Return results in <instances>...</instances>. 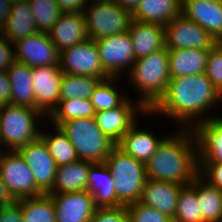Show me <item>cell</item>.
Here are the masks:
<instances>
[{
    "label": "cell",
    "instance_id": "6da1fadb",
    "mask_svg": "<svg viewBox=\"0 0 222 222\" xmlns=\"http://www.w3.org/2000/svg\"><path fill=\"white\" fill-rule=\"evenodd\" d=\"M184 129L166 136L155 154L145 163L147 179L185 186L199 175L197 138L193 129L190 132Z\"/></svg>",
    "mask_w": 222,
    "mask_h": 222
},
{
    "label": "cell",
    "instance_id": "7a4b0ae2",
    "mask_svg": "<svg viewBox=\"0 0 222 222\" xmlns=\"http://www.w3.org/2000/svg\"><path fill=\"white\" fill-rule=\"evenodd\" d=\"M222 95L204 73L171 78L165 94L149 110L166 114L179 122L191 121L211 108Z\"/></svg>",
    "mask_w": 222,
    "mask_h": 222
},
{
    "label": "cell",
    "instance_id": "3957f363",
    "mask_svg": "<svg viewBox=\"0 0 222 222\" xmlns=\"http://www.w3.org/2000/svg\"><path fill=\"white\" fill-rule=\"evenodd\" d=\"M130 71L134 87L142 93L140 103L150 110L165 94L171 79L167 48L135 60Z\"/></svg>",
    "mask_w": 222,
    "mask_h": 222
},
{
    "label": "cell",
    "instance_id": "277c9868",
    "mask_svg": "<svg viewBox=\"0 0 222 222\" xmlns=\"http://www.w3.org/2000/svg\"><path fill=\"white\" fill-rule=\"evenodd\" d=\"M114 178L117 207L140 201L147 180L145 164L115 146L105 160Z\"/></svg>",
    "mask_w": 222,
    "mask_h": 222
},
{
    "label": "cell",
    "instance_id": "5b68a950",
    "mask_svg": "<svg viewBox=\"0 0 222 222\" xmlns=\"http://www.w3.org/2000/svg\"><path fill=\"white\" fill-rule=\"evenodd\" d=\"M73 145L79 160L105 162L116 144L98 128L94 117L65 121L58 126Z\"/></svg>",
    "mask_w": 222,
    "mask_h": 222
},
{
    "label": "cell",
    "instance_id": "8992f818",
    "mask_svg": "<svg viewBox=\"0 0 222 222\" xmlns=\"http://www.w3.org/2000/svg\"><path fill=\"white\" fill-rule=\"evenodd\" d=\"M41 114L44 115L41 111L27 106H0V144L8 146L11 151H17L39 138L41 131L35 127L34 120Z\"/></svg>",
    "mask_w": 222,
    "mask_h": 222
},
{
    "label": "cell",
    "instance_id": "52a82bcc",
    "mask_svg": "<svg viewBox=\"0 0 222 222\" xmlns=\"http://www.w3.org/2000/svg\"><path fill=\"white\" fill-rule=\"evenodd\" d=\"M86 30L91 40L128 32L133 14L117 2L95 1L84 10Z\"/></svg>",
    "mask_w": 222,
    "mask_h": 222
},
{
    "label": "cell",
    "instance_id": "ba28073f",
    "mask_svg": "<svg viewBox=\"0 0 222 222\" xmlns=\"http://www.w3.org/2000/svg\"><path fill=\"white\" fill-rule=\"evenodd\" d=\"M59 66L63 73L109 79L104 71L95 40L90 38L82 43L64 49L59 55Z\"/></svg>",
    "mask_w": 222,
    "mask_h": 222
},
{
    "label": "cell",
    "instance_id": "9c48e42d",
    "mask_svg": "<svg viewBox=\"0 0 222 222\" xmlns=\"http://www.w3.org/2000/svg\"><path fill=\"white\" fill-rule=\"evenodd\" d=\"M0 176L16 200L43 194L28 165L17 151H1Z\"/></svg>",
    "mask_w": 222,
    "mask_h": 222
},
{
    "label": "cell",
    "instance_id": "30bf717a",
    "mask_svg": "<svg viewBox=\"0 0 222 222\" xmlns=\"http://www.w3.org/2000/svg\"><path fill=\"white\" fill-rule=\"evenodd\" d=\"M213 37L182 13L165 25V47L172 49H210Z\"/></svg>",
    "mask_w": 222,
    "mask_h": 222
},
{
    "label": "cell",
    "instance_id": "8fae6325",
    "mask_svg": "<svg viewBox=\"0 0 222 222\" xmlns=\"http://www.w3.org/2000/svg\"><path fill=\"white\" fill-rule=\"evenodd\" d=\"M17 152L31 170L38 189L49 194L55 184L58 165L41 137L19 148Z\"/></svg>",
    "mask_w": 222,
    "mask_h": 222
},
{
    "label": "cell",
    "instance_id": "7c38bea8",
    "mask_svg": "<svg viewBox=\"0 0 222 222\" xmlns=\"http://www.w3.org/2000/svg\"><path fill=\"white\" fill-rule=\"evenodd\" d=\"M95 42L102 67L110 77H118L120 70L134 64V46L129 32L102 37Z\"/></svg>",
    "mask_w": 222,
    "mask_h": 222
},
{
    "label": "cell",
    "instance_id": "4fadbf2b",
    "mask_svg": "<svg viewBox=\"0 0 222 222\" xmlns=\"http://www.w3.org/2000/svg\"><path fill=\"white\" fill-rule=\"evenodd\" d=\"M16 61L30 67L59 65L60 52L51 41L48 33L37 32L23 37L15 43Z\"/></svg>",
    "mask_w": 222,
    "mask_h": 222
},
{
    "label": "cell",
    "instance_id": "5bb4252c",
    "mask_svg": "<svg viewBox=\"0 0 222 222\" xmlns=\"http://www.w3.org/2000/svg\"><path fill=\"white\" fill-rule=\"evenodd\" d=\"M63 72L59 65L32 68L33 91L36 110L50 115L60 100L61 79ZM45 112H49L45 114Z\"/></svg>",
    "mask_w": 222,
    "mask_h": 222
},
{
    "label": "cell",
    "instance_id": "9a60e30c",
    "mask_svg": "<svg viewBox=\"0 0 222 222\" xmlns=\"http://www.w3.org/2000/svg\"><path fill=\"white\" fill-rule=\"evenodd\" d=\"M138 110L151 114L140 102L135 106L129 99H126L120 106L114 109L96 112L94 118L103 134L117 144L135 124V113L137 114Z\"/></svg>",
    "mask_w": 222,
    "mask_h": 222
},
{
    "label": "cell",
    "instance_id": "2e32d148",
    "mask_svg": "<svg viewBox=\"0 0 222 222\" xmlns=\"http://www.w3.org/2000/svg\"><path fill=\"white\" fill-rule=\"evenodd\" d=\"M50 195L56 222H90L97 209L93 196L87 190Z\"/></svg>",
    "mask_w": 222,
    "mask_h": 222
},
{
    "label": "cell",
    "instance_id": "e0dca14e",
    "mask_svg": "<svg viewBox=\"0 0 222 222\" xmlns=\"http://www.w3.org/2000/svg\"><path fill=\"white\" fill-rule=\"evenodd\" d=\"M181 13L222 42V0H182Z\"/></svg>",
    "mask_w": 222,
    "mask_h": 222
},
{
    "label": "cell",
    "instance_id": "ac0fdd59",
    "mask_svg": "<svg viewBox=\"0 0 222 222\" xmlns=\"http://www.w3.org/2000/svg\"><path fill=\"white\" fill-rule=\"evenodd\" d=\"M204 118L193 126L198 143L199 163H222V118Z\"/></svg>",
    "mask_w": 222,
    "mask_h": 222
},
{
    "label": "cell",
    "instance_id": "d6986e66",
    "mask_svg": "<svg viewBox=\"0 0 222 222\" xmlns=\"http://www.w3.org/2000/svg\"><path fill=\"white\" fill-rule=\"evenodd\" d=\"M183 186L173 182L147 179L139 202L156 209L173 220Z\"/></svg>",
    "mask_w": 222,
    "mask_h": 222
},
{
    "label": "cell",
    "instance_id": "ffe728a7",
    "mask_svg": "<svg viewBox=\"0 0 222 222\" xmlns=\"http://www.w3.org/2000/svg\"><path fill=\"white\" fill-rule=\"evenodd\" d=\"M48 34L59 52L89 39L84 12H63Z\"/></svg>",
    "mask_w": 222,
    "mask_h": 222
},
{
    "label": "cell",
    "instance_id": "44dd1931",
    "mask_svg": "<svg viewBox=\"0 0 222 222\" xmlns=\"http://www.w3.org/2000/svg\"><path fill=\"white\" fill-rule=\"evenodd\" d=\"M87 191L93 196L97 208L117 207L114 178L105 162H90Z\"/></svg>",
    "mask_w": 222,
    "mask_h": 222
},
{
    "label": "cell",
    "instance_id": "7402d4cb",
    "mask_svg": "<svg viewBox=\"0 0 222 222\" xmlns=\"http://www.w3.org/2000/svg\"><path fill=\"white\" fill-rule=\"evenodd\" d=\"M135 60L165 47V26L132 20L128 30Z\"/></svg>",
    "mask_w": 222,
    "mask_h": 222
},
{
    "label": "cell",
    "instance_id": "603a6c76",
    "mask_svg": "<svg viewBox=\"0 0 222 222\" xmlns=\"http://www.w3.org/2000/svg\"><path fill=\"white\" fill-rule=\"evenodd\" d=\"M210 49L168 50L170 77H183L204 73Z\"/></svg>",
    "mask_w": 222,
    "mask_h": 222
},
{
    "label": "cell",
    "instance_id": "cb8c5ba5",
    "mask_svg": "<svg viewBox=\"0 0 222 222\" xmlns=\"http://www.w3.org/2000/svg\"><path fill=\"white\" fill-rule=\"evenodd\" d=\"M136 128L135 123L116 146L124 153L145 164L155 154L166 137L158 139L149 131H142Z\"/></svg>",
    "mask_w": 222,
    "mask_h": 222
},
{
    "label": "cell",
    "instance_id": "d4e9b609",
    "mask_svg": "<svg viewBox=\"0 0 222 222\" xmlns=\"http://www.w3.org/2000/svg\"><path fill=\"white\" fill-rule=\"evenodd\" d=\"M182 0H141L133 19L143 23L165 26L181 14Z\"/></svg>",
    "mask_w": 222,
    "mask_h": 222
},
{
    "label": "cell",
    "instance_id": "484cf974",
    "mask_svg": "<svg viewBox=\"0 0 222 222\" xmlns=\"http://www.w3.org/2000/svg\"><path fill=\"white\" fill-rule=\"evenodd\" d=\"M7 75L11 84V104L36 109L32 67L16 61L7 70Z\"/></svg>",
    "mask_w": 222,
    "mask_h": 222
},
{
    "label": "cell",
    "instance_id": "4316f807",
    "mask_svg": "<svg viewBox=\"0 0 222 222\" xmlns=\"http://www.w3.org/2000/svg\"><path fill=\"white\" fill-rule=\"evenodd\" d=\"M37 32V26L29 2L24 1L11 5L7 22L1 29L4 37L11 43H15L19 39Z\"/></svg>",
    "mask_w": 222,
    "mask_h": 222
},
{
    "label": "cell",
    "instance_id": "83f0119b",
    "mask_svg": "<svg viewBox=\"0 0 222 222\" xmlns=\"http://www.w3.org/2000/svg\"><path fill=\"white\" fill-rule=\"evenodd\" d=\"M89 169L90 162L85 160L58 166L55 184L49 194L87 190Z\"/></svg>",
    "mask_w": 222,
    "mask_h": 222
},
{
    "label": "cell",
    "instance_id": "f1b7e54d",
    "mask_svg": "<svg viewBox=\"0 0 222 222\" xmlns=\"http://www.w3.org/2000/svg\"><path fill=\"white\" fill-rule=\"evenodd\" d=\"M202 178L201 174L196 177V196L203 222H222V191Z\"/></svg>",
    "mask_w": 222,
    "mask_h": 222
},
{
    "label": "cell",
    "instance_id": "f546056e",
    "mask_svg": "<svg viewBox=\"0 0 222 222\" xmlns=\"http://www.w3.org/2000/svg\"><path fill=\"white\" fill-rule=\"evenodd\" d=\"M23 222H56L55 208L50 194L21 199Z\"/></svg>",
    "mask_w": 222,
    "mask_h": 222
},
{
    "label": "cell",
    "instance_id": "4dcf8cb0",
    "mask_svg": "<svg viewBox=\"0 0 222 222\" xmlns=\"http://www.w3.org/2000/svg\"><path fill=\"white\" fill-rule=\"evenodd\" d=\"M101 78L63 73L60 100L90 99Z\"/></svg>",
    "mask_w": 222,
    "mask_h": 222
},
{
    "label": "cell",
    "instance_id": "1f68e13d",
    "mask_svg": "<svg viewBox=\"0 0 222 222\" xmlns=\"http://www.w3.org/2000/svg\"><path fill=\"white\" fill-rule=\"evenodd\" d=\"M95 109L90 99L59 100L57 107L48 116L53 119L55 127L65 121L95 116Z\"/></svg>",
    "mask_w": 222,
    "mask_h": 222
},
{
    "label": "cell",
    "instance_id": "d6a6232c",
    "mask_svg": "<svg viewBox=\"0 0 222 222\" xmlns=\"http://www.w3.org/2000/svg\"><path fill=\"white\" fill-rule=\"evenodd\" d=\"M173 222H203L196 196V178L189 185L182 187Z\"/></svg>",
    "mask_w": 222,
    "mask_h": 222
},
{
    "label": "cell",
    "instance_id": "836d02e7",
    "mask_svg": "<svg viewBox=\"0 0 222 222\" xmlns=\"http://www.w3.org/2000/svg\"><path fill=\"white\" fill-rule=\"evenodd\" d=\"M56 134H43L40 133V137L43 139L47 148L54 158L55 163L58 166L67 165L79 160L77 153L71 144L68 137L62 132V130L56 126Z\"/></svg>",
    "mask_w": 222,
    "mask_h": 222
},
{
    "label": "cell",
    "instance_id": "e575fe53",
    "mask_svg": "<svg viewBox=\"0 0 222 222\" xmlns=\"http://www.w3.org/2000/svg\"><path fill=\"white\" fill-rule=\"evenodd\" d=\"M38 32L48 33L63 13L55 0H28Z\"/></svg>",
    "mask_w": 222,
    "mask_h": 222
},
{
    "label": "cell",
    "instance_id": "d590c367",
    "mask_svg": "<svg viewBox=\"0 0 222 222\" xmlns=\"http://www.w3.org/2000/svg\"><path fill=\"white\" fill-rule=\"evenodd\" d=\"M117 77H110L102 80L93 91L90 97L95 112L114 109L120 106L127 98L118 95V91L113 83ZM113 82V83H112Z\"/></svg>",
    "mask_w": 222,
    "mask_h": 222
},
{
    "label": "cell",
    "instance_id": "8d00e7d4",
    "mask_svg": "<svg viewBox=\"0 0 222 222\" xmlns=\"http://www.w3.org/2000/svg\"><path fill=\"white\" fill-rule=\"evenodd\" d=\"M205 74L222 95V42H217L210 48Z\"/></svg>",
    "mask_w": 222,
    "mask_h": 222
},
{
    "label": "cell",
    "instance_id": "74e56055",
    "mask_svg": "<svg viewBox=\"0 0 222 222\" xmlns=\"http://www.w3.org/2000/svg\"><path fill=\"white\" fill-rule=\"evenodd\" d=\"M130 222H173L171 218L139 201L126 206Z\"/></svg>",
    "mask_w": 222,
    "mask_h": 222
},
{
    "label": "cell",
    "instance_id": "f35d334b",
    "mask_svg": "<svg viewBox=\"0 0 222 222\" xmlns=\"http://www.w3.org/2000/svg\"><path fill=\"white\" fill-rule=\"evenodd\" d=\"M90 222H130L126 206L97 208Z\"/></svg>",
    "mask_w": 222,
    "mask_h": 222
},
{
    "label": "cell",
    "instance_id": "ab89813d",
    "mask_svg": "<svg viewBox=\"0 0 222 222\" xmlns=\"http://www.w3.org/2000/svg\"><path fill=\"white\" fill-rule=\"evenodd\" d=\"M199 171L207 175V182L222 191V163H199Z\"/></svg>",
    "mask_w": 222,
    "mask_h": 222
},
{
    "label": "cell",
    "instance_id": "60d3db41",
    "mask_svg": "<svg viewBox=\"0 0 222 222\" xmlns=\"http://www.w3.org/2000/svg\"><path fill=\"white\" fill-rule=\"evenodd\" d=\"M13 45L14 44L11 43L1 33V36H0V71H7L16 62L15 52H12V47H10Z\"/></svg>",
    "mask_w": 222,
    "mask_h": 222
},
{
    "label": "cell",
    "instance_id": "b9f144b4",
    "mask_svg": "<svg viewBox=\"0 0 222 222\" xmlns=\"http://www.w3.org/2000/svg\"><path fill=\"white\" fill-rule=\"evenodd\" d=\"M0 222H23L21 199L12 204L0 206Z\"/></svg>",
    "mask_w": 222,
    "mask_h": 222
},
{
    "label": "cell",
    "instance_id": "7bdbcfd3",
    "mask_svg": "<svg viewBox=\"0 0 222 222\" xmlns=\"http://www.w3.org/2000/svg\"><path fill=\"white\" fill-rule=\"evenodd\" d=\"M11 104V84L7 71H0V106Z\"/></svg>",
    "mask_w": 222,
    "mask_h": 222
},
{
    "label": "cell",
    "instance_id": "ee69618b",
    "mask_svg": "<svg viewBox=\"0 0 222 222\" xmlns=\"http://www.w3.org/2000/svg\"><path fill=\"white\" fill-rule=\"evenodd\" d=\"M55 1L60 7L62 12H79L85 10V6L89 0H55Z\"/></svg>",
    "mask_w": 222,
    "mask_h": 222
},
{
    "label": "cell",
    "instance_id": "f6af8a7d",
    "mask_svg": "<svg viewBox=\"0 0 222 222\" xmlns=\"http://www.w3.org/2000/svg\"><path fill=\"white\" fill-rule=\"evenodd\" d=\"M16 199L13 197L0 176V206L12 204Z\"/></svg>",
    "mask_w": 222,
    "mask_h": 222
},
{
    "label": "cell",
    "instance_id": "bcb514c9",
    "mask_svg": "<svg viewBox=\"0 0 222 222\" xmlns=\"http://www.w3.org/2000/svg\"><path fill=\"white\" fill-rule=\"evenodd\" d=\"M11 11V5L6 0H0V30L7 22L8 16Z\"/></svg>",
    "mask_w": 222,
    "mask_h": 222
},
{
    "label": "cell",
    "instance_id": "7dc6e473",
    "mask_svg": "<svg viewBox=\"0 0 222 222\" xmlns=\"http://www.w3.org/2000/svg\"><path fill=\"white\" fill-rule=\"evenodd\" d=\"M141 0H116V2L124 9H128L132 13L140 4Z\"/></svg>",
    "mask_w": 222,
    "mask_h": 222
},
{
    "label": "cell",
    "instance_id": "c3c4849f",
    "mask_svg": "<svg viewBox=\"0 0 222 222\" xmlns=\"http://www.w3.org/2000/svg\"><path fill=\"white\" fill-rule=\"evenodd\" d=\"M6 1H8L10 5H14L16 3H21L28 0H6Z\"/></svg>",
    "mask_w": 222,
    "mask_h": 222
},
{
    "label": "cell",
    "instance_id": "681fc988",
    "mask_svg": "<svg viewBox=\"0 0 222 222\" xmlns=\"http://www.w3.org/2000/svg\"><path fill=\"white\" fill-rule=\"evenodd\" d=\"M94 1L116 2V0H94Z\"/></svg>",
    "mask_w": 222,
    "mask_h": 222
}]
</instances>
